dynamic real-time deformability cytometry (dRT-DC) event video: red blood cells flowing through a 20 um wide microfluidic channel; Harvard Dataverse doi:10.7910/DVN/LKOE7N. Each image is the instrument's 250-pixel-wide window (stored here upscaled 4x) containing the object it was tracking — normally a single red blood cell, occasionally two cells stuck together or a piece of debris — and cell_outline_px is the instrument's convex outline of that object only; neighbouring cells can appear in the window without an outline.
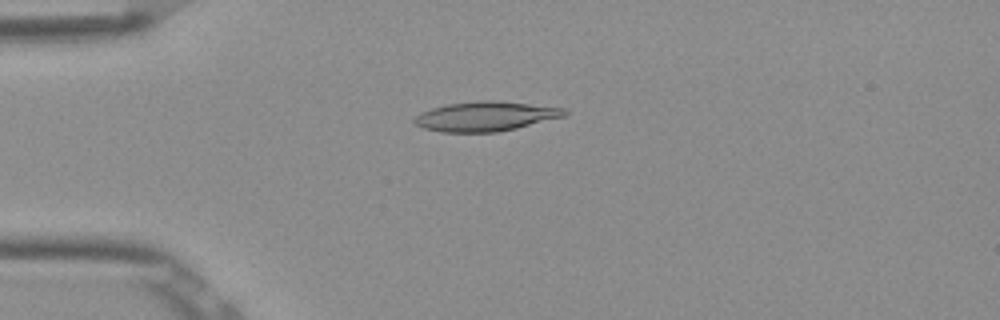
{"species": "Egyptian fruit bat (a non-hibernating species)", "species_latin": "Rousettus aegyptiacus", "temperature_condition": "room temperature", "stored_images_in_passage": 5, "camera_frame_rate_fps": 3000, "um_per_image_px": 0.085, "frame": {"image": 1, "passage_image": 4, "time_ms": 1.0, "image_size_px": [1000, 320], "cell_outline_px": [[568, 112], [564, 116], [516, 128], [496, 132], [440, 132], [424, 128], [416, 124], [412, 120], [420, 112], [432, 108], [448, 104], [476, 100], [496, 100], [568, 108]], "centroid_in_image_um": [41.28, 9.87], "position_along_channel_um": 43.7, "area_um2": 25.95}}